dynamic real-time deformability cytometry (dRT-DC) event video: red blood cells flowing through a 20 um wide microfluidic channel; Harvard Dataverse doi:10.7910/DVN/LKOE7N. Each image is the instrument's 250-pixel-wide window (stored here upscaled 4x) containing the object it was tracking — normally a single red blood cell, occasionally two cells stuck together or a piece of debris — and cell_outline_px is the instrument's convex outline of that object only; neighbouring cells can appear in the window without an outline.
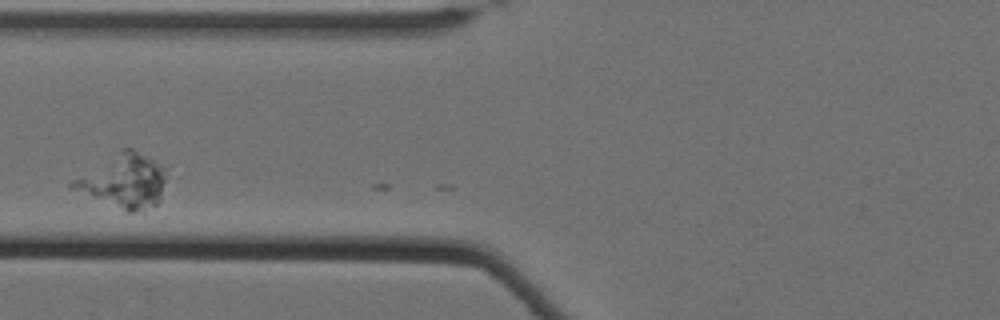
{"species": "Egyptian fruit bat (a non-hibernating species)", "species_latin": "Rousettus aegyptiacus", "temperature_condition": "cold", "stored_images_in_passage": 10, "camera_frame_rate_fps": 3000, "um_per_image_px": 0.085, "animal": {"sex": "female"}, "frame": {"image": 1, "passage_image": 7, "time_ms": 2.0, "image_size_px": [1000, 320], "cell_outline_px": [[164, 180], [160, 200], [156, 204], [144, 212], [128, 212], [68, 188], [68, 184], [72, 180], [124, 148], [132, 148], [160, 164], [164, 168]], "centroid_in_image_um": [10.5, 15.43], "position_along_channel_um": 115.3, "area_um2": 28.78}}